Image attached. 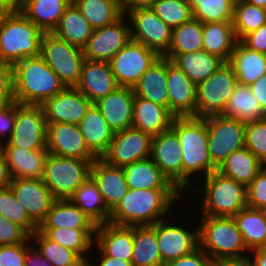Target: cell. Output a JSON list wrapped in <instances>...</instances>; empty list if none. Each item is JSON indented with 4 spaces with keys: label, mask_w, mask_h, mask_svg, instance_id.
<instances>
[{
    "label": "cell",
    "mask_w": 266,
    "mask_h": 266,
    "mask_svg": "<svg viewBox=\"0 0 266 266\" xmlns=\"http://www.w3.org/2000/svg\"><path fill=\"white\" fill-rule=\"evenodd\" d=\"M40 56L59 77L65 87H75L85 61L82 49L72 46L53 32H44Z\"/></svg>",
    "instance_id": "8"
},
{
    "label": "cell",
    "mask_w": 266,
    "mask_h": 266,
    "mask_svg": "<svg viewBox=\"0 0 266 266\" xmlns=\"http://www.w3.org/2000/svg\"><path fill=\"white\" fill-rule=\"evenodd\" d=\"M177 224L173 220L167 221V218L156 222L157 243L164 264L188 255L199 247V227L191 231L184 228L183 224Z\"/></svg>",
    "instance_id": "17"
},
{
    "label": "cell",
    "mask_w": 266,
    "mask_h": 266,
    "mask_svg": "<svg viewBox=\"0 0 266 266\" xmlns=\"http://www.w3.org/2000/svg\"><path fill=\"white\" fill-rule=\"evenodd\" d=\"M174 118L167 107L135 95L132 127L155 136L169 130Z\"/></svg>",
    "instance_id": "26"
},
{
    "label": "cell",
    "mask_w": 266,
    "mask_h": 266,
    "mask_svg": "<svg viewBox=\"0 0 266 266\" xmlns=\"http://www.w3.org/2000/svg\"><path fill=\"white\" fill-rule=\"evenodd\" d=\"M168 110L175 117H196V84L166 58Z\"/></svg>",
    "instance_id": "20"
},
{
    "label": "cell",
    "mask_w": 266,
    "mask_h": 266,
    "mask_svg": "<svg viewBox=\"0 0 266 266\" xmlns=\"http://www.w3.org/2000/svg\"><path fill=\"white\" fill-rule=\"evenodd\" d=\"M134 98L132 88L119 86L94 105L115 133L132 127Z\"/></svg>",
    "instance_id": "23"
},
{
    "label": "cell",
    "mask_w": 266,
    "mask_h": 266,
    "mask_svg": "<svg viewBox=\"0 0 266 266\" xmlns=\"http://www.w3.org/2000/svg\"><path fill=\"white\" fill-rule=\"evenodd\" d=\"M181 195L178 189H129L110 211L108 222L130 227L152 226L172 214L173 204Z\"/></svg>",
    "instance_id": "1"
},
{
    "label": "cell",
    "mask_w": 266,
    "mask_h": 266,
    "mask_svg": "<svg viewBox=\"0 0 266 266\" xmlns=\"http://www.w3.org/2000/svg\"><path fill=\"white\" fill-rule=\"evenodd\" d=\"M93 29L114 23L122 15L116 0H72Z\"/></svg>",
    "instance_id": "44"
},
{
    "label": "cell",
    "mask_w": 266,
    "mask_h": 266,
    "mask_svg": "<svg viewBox=\"0 0 266 266\" xmlns=\"http://www.w3.org/2000/svg\"><path fill=\"white\" fill-rule=\"evenodd\" d=\"M24 266H53L48 260H46L38 248L31 243L25 253Z\"/></svg>",
    "instance_id": "58"
},
{
    "label": "cell",
    "mask_w": 266,
    "mask_h": 266,
    "mask_svg": "<svg viewBox=\"0 0 266 266\" xmlns=\"http://www.w3.org/2000/svg\"><path fill=\"white\" fill-rule=\"evenodd\" d=\"M201 183L193 185L191 191L204 196L200 216L233 217L247 207V187L232 178L213 171Z\"/></svg>",
    "instance_id": "5"
},
{
    "label": "cell",
    "mask_w": 266,
    "mask_h": 266,
    "mask_svg": "<svg viewBox=\"0 0 266 266\" xmlns=\"http://www.w3.org/2000/svg\"><path fill=\"white\" fill-rule=\"evenodd\" d=\"M46 150L61 157L96 160L86 146L79 126L69 123H46Z\"/></svg>",
    "instance_id": "18"
},
{
    "label": "cell",
    "mask_w": 266,
    "mask_h": 266,
    "mask_svg": "<svg viewBox=\"0 0 266 266\" xmlns=\"http://www.w3.org/2000/svg\"><path fill=\"white\" fill-rule=\"evenodd\" d=\"M15 119H16V102L0 108V144L1 145L5 143L10 137V135L12 134L14 124H15Z\"/></svg>",
    "instance_id": "55"
},
{
    "label": "cell",
    "mask_w": 266,
    "mask_h": 266,
    "mask_svg": "<svg viewBox=\"0 0 266 266\" xmlns=\"http://www.w3.org/2000/svg\"><path fill=\"white\" fill-rule=\"evenodd\" d=\"M31 243L29 238L21 244L0 246V266H24L25 253Z\"/></svg>",
    "instance_id": "54"
},
{
    "label": "cell",
    "mask_w": 266,
    "mask_h": 266,
    "mask_svg": "<svg viewBox=\"0 0 266 266\" xmlns=\"http://www.w3.org/2000/svg\"><path fill=\"white\" fill-rule=\"evenodd\" d=\"M15 101L13 65L0 62V108Z\"/></svg>",
    "instance_id": "53"
},
{
    "label": "cell",
    "mask_w": 266,
    "mask_h": 266,
    "mask_svg": "<svg viewBox=\"0 0 266 266\" xmlns=\"http://www.w3.org/2000/svg\"><path fill=\"white\" fill-rule=\"evenodd\" d=\"M12 179L7 161L4 159L2 152H0V188L8 187Z\"/></svg>",
    "instance_id": "63"
},
{
    "label": "cell",
    "mask_w": 266,
    "mask_h": 266,
    "mask_svg": "<svg viewBox=\"0 0 266 266\" xmlns=\"http://www.w3.org/2000/svg\"><path fill=\"white\" fill-rule=\"evenodd\" d=\"M241 42L251 50L266 54V24L247 34Z\"/></svg>",
    "instance_id": "57"
},
{
    "label": "cell",
    "mask_w": 266,
    "mask_h": 266,
    "mask_svg": "<svg viewBox=\"0 0 266 266\" xmlns=\"http://www.w3.org/2000/svg\"><path fill=\"white\" fill-rule=\"evenodd\" d=\"M200 50H203L202 23L192 18L173 28L171 44L163 56L172 60L177 54Z\"/></svg>",
    "instance_id": "43"
},
{
    "label": "cell",
    "mask_w": 266,
    "mask_h": 266,
    "mask_svg": "<svg viewBox=\"0 0 266 266\" xmlns=\"http://www.w3.org/2000/svg\"><path fill=\"white\" fill-rule=\"evenodd\" d=\"M43 34L22 12L0 13V62L39 56Z\"/></svg>",
    "instance_id": "4"
},
{
    "label": "cell",
    "mask_w": 266,
    "mask_h": 266,
    "mask_svg": "<svg viewBox=\"0 0 266 266\" xmlns=\"http://www.w3.org/2000/svg\"><path fill=\"white\" fill-rule=\"evenodd\" d=\"M78 126L86 146L97 158H101L110 146L114 131L94 104L90 106Z\"/></svg>",
    "instance_id": "28"
},
{
    "label": "cell",
    "mask_w": 266,
    "mask_h": 266,
    "mask_svg": "<svg viewBox=\"0 0 266 266\" xmlns=\"http://www.w3.org/2000/svg\"><path fill=\"white\" fill-rule=\"evenodd\" d=\"M95 249V250H94ZM96 249H97V256L100 258L96 260H93V261H88L87 263L89 264V266H133L132 262L130 261H126V260H123V259H117V258H113V257H110V256H107L105 254H103L95 245L93 246L92 250H94L96 252ZM99 251V252H98ZM99 253V254H98ZM95 261L97 262L95 264ZM94 265H93V263Z\"/></svg>",
    "instance_id": "60"
},
{
    "label": "cell",
    "mask_w": 266,
    "mask_h": 266,
    "mask_svg": "<svg viewBox=\"0 0 266 266\" xmlns=\"http://www.w3.org/2000/svg\"><path fill=\"white\" fill-rule=\"evenodd\" d=\"M250 254L255 266H266V248L253 249Z\"/></svg>",
    "instance_id": "65"
},
{
    "label": "cell",
    "mask_w": 266,
    "mask_h": 266,
    "mask_svg": "<svg viewBox=\"0 0 266 266\" xmlns=\"http://www.w3.org/2000/svg\"><path fill=\"white\" fill-rule=\"evenodd\" d=\"M96 229L97 225L70 199H55L39 228Z\"/></svg>",
    "instance_id": "32"
},
{
    "label": "cell",
    "mask_w": 266,
    "mask_h": 266,
    "mask_svg": "<svg viewBox=\"0 0 266 266\" xmlns=\"http://www.w3.org/2000/svg\"><path fill=\"white\" fill-rule=\"evenodd\" d=\"M232 23L235 36L241 41L247 34L266 24V9L236 0Z\"/></svg>",
    "instance_id": "46"
},
{
    "label": "cell",
    "mask_w": 266,
    "mask_h": 266,
    "mask_svg": "<svg viewBox=\"0 0 266 266\" xmlns=\"http://www.w3.org/2000/svg\"><path fill=\"white\" fill-rule=\"evenodd\" d=\"M150 158L169 181L182 191V153L176 133L169 130L153 136Z\"/></svg>",
    "instance_id": "21"
},
{
    "label": "cell",
    "mask_w": 266,
    "mask_h": 266,
    "mask_svg": "<svg viewBox=\"0 0 266 266\" xmlns=\"http://www.w3.org/2000/svg\"><path fill=\"white\" fill-rule=\"evenodd\" d=\"M32 243L53 266H83L86 262L74 251L48 239L39 229L30 236Z\"/></svg>",
    "instance_id": "45"
},
{
    "label": "cell",
    "mask_w": 266,
    "mask_h": 266,
    "mask_svg": "<svg viewBox=\"0 0 266 266\" xmlns=\"http://www.w3.org/2000/svg\"><path fill=\"white\" fill-rule=\"evenodd\" d=\"M72 0H25L22 13L43 32H53Z\"/></svg>",
    "instance_id": "36"
},
{
    "label": "cell",
    "mask_w": 266,
    "mask_h": 266,
    "mask_svg": "<svg viewBox=\"0 0 266 266\" xmlns=\"http://www.w3.org/2000/svg\"><path fill=\"white\" fill-rule=\"evenodd\" d=\"M1 152L13 179L42 178L47 150H26L21 147H1Z\"/></svg>",
    "instance_id": "27"
},
{
    "label": "cell",
    "mask_w": 266,
    "mask_h": 266,
    "mask_svg": "<svg viewBox=\"0 0 266 266\" xmlns=\"http://www.w3.org/2000/svg\"><path fill=\"white\" fill-rule=\"evenodd\" d=\"M238 84L235 71L225 62L206 80L196 85V117L221 115Z\"/></svg>",
    "instance_id": "9"
},
{
    "label": "cell",
    "mask_w": 266,
    "mask_h": 266,
    "mask_svg": "<svg viewBox=\"0 0 266 266\" xmlns=\"http://www.w3.org/2000/svg\"><path fill=\"white\" fill-rule=\"evenodd\" d=\"M95 160H80L49 153L42 180L55 199H69L89 177Z\"/></svg>",
    "instance_id": "7"
},
{
    "label": "cell",
    "mask_w": 266,
    "mask_h": 266,
    "mask_svg": "<svg viewBox=\"0 0 266 266\" xmlns=\"http://www.w3.org/2000/svg\"><path fill=\"white\" fill-rule=\"evenodd\" d=\"M15 101L22 105H41L66 87L39 55L13 65Z\"/></svg>",
    "instance_id": "3"
},
{
    "label": "cell",
    "mask_w": 266,
    "mask_h": 266,
    "mask_svg": "<svg viewBox=\"0 0 266 266\" xmlns=\"http://www.w3.org/2000/svg\"><path fill=\"white\" fill-rule=\"evenodd\" d=\"M198 222L199 247L213 263L249 254L233 217L201 216Z\"/></svg>",
    "instance_id": "6"
},
{
    "label": "cell",
    "mask_w": 266,
    "mask_h": 266,
    "mask_svg": "<svg viewBox=\"0 0 266 266\" xmlns=\"http://www.w3.org/2000/svg\"><path fill=\"white\" fill-rule=\"evenodd\" d=\"M212 263L211 258L198 247L190 254L166 263L165 266H210Z\"/></svg>",
    "instance_id": "56"
},
{
    "label": "cell",
    "mask_w": 266,
    "mask_h": 266,
    "mask_svg": "<svg viewBox=\"0 0 266 266\" xmlns=\"http://www.w3.org/2000/svg\"><path fill=\"white\" fill-rule=\"evenodd\" d=\"M130 40V24L127 16L123 14L114 23L93 29L83 49L84 57L86 60L109 62Z\"/></svg>",
    "instance_id": "15"
},
{
    "label": "cell",
    "mask_w": 266,
    "mask_h": 266,
    "mask_svg": "<svg viewBox=\"0 0 266 266\" xmlns=\"http://www.w3.org/2000/svg\"><path fill=\"white\" fill-rule=\"evenodd\" d=\"M0 215L22 227L30 236L38 229L16 200L9 186L0 188Z\"/></svg>",
    "instance_id": "49"
},
{
    "label": "cell",
    "mask_w": 266,
    "mask_h": 266,
    "mask_svg": "<svg viewBox=\"0 0 266 266\" xmlns=\"http://www.w3.org/2000/svg\"><path fill=\"white\" fill-rule=\"evenodd\" d=\"M151 8L172 29L193 18L188 0H157Z\"/></svg>",
    "instance_id": "48"
},
{
    "label": "cell",
    "mask_w": 266,
    "mask_h": 266,
    "mask_svg": "<svg viewBox=\"0 0 266 266\" xmlns=\"http://www.w3.org/2000/svg\"><path fill=\"white\" fill-rule=\"evenodd\" d=\"M96 224L108 223L110 210L106 206L97 184L89 177L69 198Z\"/></svg>",
    "instance_id": "39"
},
{
    "label": "cell",
    "mask_w": 266,
    "mask_h": 266,
    "mask_svg": "<svg viewBox=\"0 0 266 266\" xmlns=\"http://www.w3.org/2000/svg\"><path fill=\"white\" fill-rule=\"evenodd\" d=\"M90 177L97 184L110 211L129 190L123 168L112 166L102 158L92 163Z\"/></svg>",
    "instance_id": "25"
},
{
    "label": "cell",
    "mask_w": 266,
    "mask_h": 266,
    "mask_svg": "<svg viewBox=\"0 0 266 266\" xmlns=\"http://www.w3.org/2000/svg\"><path fill=\"white\" fill-rule=\"evenodd\" d=\"M93 103L75 87H66L40 106L46 123L78 125Z\"/></svg>",
    "instance_id": "19"
},
{
    "label": "cell",
    "mask_w": 266,
    "mask_h": 266,
    "mask_svg": "<svg viewBox=\"0 0 266 266\" xmlns=\"http://www.w3.org/2000/svg\"><path fill=\"white\" fill-rule=\"evenodd\" d=\"M129 189H177L149 157L124 166Z\"/></svg>",
    "instance_id": "31"
},
{
    "label": "cell",
    "mask_w": 266,
    "mask_h": 266,
    "mask_svg": "<svg viewBox=\"0 0 266 266\" xmlns=\"http://www.w3.org/2000/svg\"><path fill=\"white\" fill-rule=\"evenodd\" d=\"M233 21L202 23L203 50L228 62L237 43Z\"/></svg>",
    "instance_id": "33"
},
{
    "label": "cell",
    "mask_w": 266,
    "mask_h": 266,
    "mask_svg": "<svg viewBox=\"0 0 266 266\" xmlns=\"http://www.w3.org/2000/svg\"><path fill=\"white\" fill-rule=\"evenodd\" d=\"M171 129L176 133L182 153V190H190L192 179L200 174L205 178L218 168L208 151L206 117H175ZM190 188V189H189Z\"/></svg>",
    "instance_id": "2"
},
{
    "label": "cell",
    "mask_w": 266,
    "mask_h": 266,
    "mask_svg": "<svg viewBox=\"0 0 266 266\" xmlns=\"http://www.w3.org/2000/svg\"><path fill=\"white\" fill-rule=\"evenodd\" d=\"M221 115L244 122L266 118L260 102L253 95L250 87L239 83L230 95L228 104Z\"/></svg>",
    "instance_id": "40"
},
{
    "label": "cell",
    "mask_w": 266,
    "mask_h": 266,
    "mask_svg": "<svg viewBox=\"0 0 266 266\" xmlns=\"http://www.w3.org/2000/svg\"><path fill=\"white\" fill-rule=\"evenodd\" d=\"M153 136L134 127L115 132L107 152L101 157L108 164L123 168L151 155Z\"/></svg>",
    "instance_id": "14"
},
{
    "label": "cell",
    "mask_w": 266,
    "mask_h": 266,
    "mask_svg": "<svg viewBox=\"0 0 266 266\" xmlns=\"http://www.w3.org/2000/svg\"><path fill=\"white\" fill-rule=\"evenodd\" d=\"M25 0H0V13L21 12Z\"/></svg>",
    "instance_id": "64"
},
{
    "label": "cell",
    "mask_w": 266,
    "mask_h": 266,
    "mask_svg": "<svg viewBox=\"0 0 266 266\" xmlns=\"http://www.w3.org/2000/svg\"><path fill=\"white\" fill-rule=\"evenodd\" d=\"M134 95L168 108L166 58L160 56L133 86Z\"/></svg>",
    "instance_id": "30"
},
{
    "label": "cell",
    "mask_w": 266,
    "mask_h": 266,
    "mask_svg": "<svg viewBox=\"0 0 266 266\" xmlns=\"http://www.w3.org/2000/svg\"><path fill=\"white\" fill-rule=\"evenodd\" d=\"M159 57L154 50L130 40L112 57L109 64L118 86L133 88Z\"/></svg>",
    "instance_id": "12"
},
{
    "label": "cell",
    "mask_w": 266,
    "mask_h": 266,
    "mask_svg": "<svg viewBox=\"0 0 266 266\" xmlns=\"http://www.w3.org/2000/svg\"><path fill=\"white\" fill-rule=\"evenodd\" d=\"M29 238L22 227L0 215V246L21 244Z\"/></svg>",
    "instance_id": "52"
},
{
    "label": "cell",
    "mask_w": 266,
    "mask_h": 266,
    "mask_svg": "<svg viewBox=\"0 0 266 266\" xmlns=\"http://www.w3.org/2000/svg\"><path fill=\"white\" fill-rule=\"evenodd\" d=\"M228 63L239 84L249 86L266 74V54L249 49L241 41H237Z\"/></svg>",
    "instance_id": "29"
},
{
    "label": "cell",
    "mask_w": 266,
    "mask_h": 266,
    "mask_svg": "<svg viewBox=\"0 0 266 266\" xmlns=\"http://www.w3.org/2000/svg\"><path fill=\"white\" fill-rule=\"evenodd\" d=\"M246 122L222 115L206 117L208 151L218 168L234 151L245 147Z\"/></svg>",
    "instance_id": "10"
},
{
    "label": "cell",
    "mask_w": 266,
    "mask_h": 266,
    "mask_svg": "<svg viewBox=\"0 0 266 266\" xmlns=\"http://www.w3.org/2000/svg\"><path fill=\"white\" fill-rule=\"evenodd\" d=\"M1 147L46 150V121L40 105H22L16 102L14 128Z\"/></svg>",
    "instance_id": "11"
},
{
    "label": "cell",
    "mask_w": 266,
    "mask_h": 266,
    "mask_svg": "<svg viewBox=\"0 0 266 266\" xmlns=\"http://www.w3.org/2000/svg\"><path fill=\"white\" fill-rule=\"evenodd\" d=\"M263 167L264 164L244 147L229 155L217 171L247 187Z\"/></svg>",
    "instance_id": "38"
},
{
    "label": "cell",
    "mask_w": 266,
    "mask_h": 266,
    "mask_svg": "<svg viewBox=\"0 0 266 266\" xmlns=\"http://www.w3.org/2000/svg\"><path fill=\"white\" fill-rule=\"evenodd\" d=\"M48 239L77 253L86 263L94 246L96 229L38 228Z\"/></svg>",
    "instance_id": "41"
},
{
    "label": "cell",
    "mask_w": 266,
    "mask_h": 266,
    "mask_svg": "<svg viewBox=\"0 0 266 266\" xmlns=\"http://www.w3.org/2000/svg\"><path fill=\"white\" fill-rule=\"evenodd\" d=\"M251 5L262 7L266 9V0H243Z\"/></svg>",
    "instance_id": "66"
},
{
    "label": "cell",
    "mask_w": 266,
    "mask_h": 266,
    "mask_svg": "<svg viewBox=\"0 0 266 266\" xmlns=\"http://www.w3.org/2000/svg\"><path fill=\"white\" fill-rule=\"evenodd\" d=\"M9 187L29 219L39 228L55 201L42 178L12 179Z\"/></svg>",
    "instance_id": "16"
},
{
    "label": "cell",
    "mask_w": 266,
    "mask_h": 266,
    "mask_svg": "<svg viewBox=\"0 0 266 266\" xmlns=\"http://www.w3.org/2000/svg\"><path fill=\"white\" fill-rule=\"evenodd\" d=\"M251 92L260 102V107L266 115V74L249 85Z\"/></svg>",
    "instance_id": "59"
},
{
    "label": "cell",
    "mask_w": 266,
    "mask_h": 266,
    "mask_svg": "<svg viewBox=\"0 0 266 266\" xmlns=\"http://www.w3.org/2000/svg\"><path fill=\"white\" fill-rule=\"evenodd\" d=\"M157 0H125L121 4L123 14H127L129 11L139 8H151Z\"/></svg>",
    "instance_id": "62"
},
{
    "label": "cell",
    "mask_w": 266,
    "mask_h": 266,
    "mask_svg": "<svg viewBox=\"0 0 266 266\" xmlns=\"http://www.w3.org/2000/svg\"><path fill=\"white\" fill-rule=\"evenodd\" d=\"M258 210L261 212L263 218L266 220V205L265 206H262Z\"/></svg>",
    "instance_id": "67"
},
{
    "label": "cell",
    "mask_w": 266,
    "mask_h": 266,
    "mask_svg": "<svg viewBox=\"0 0 266 266\" xmlns=\"http://www.w3.org/2000/svg\"><path fill=\"white\" fill-rule=\"evenodd\" d=\"M193 18L201 23L233 21L236 0H188Z\"/></svg>",
    "instance_id": "47"
},
{
    "label": "cell",
    "mask_w": 266,
    "mask_h": 266,
    "mask_svg": "<svg viewBox=\"0 0 266 266\" xmlns=\"http://www.w3.org/2000/svg\"><path fill=\"white\" fill-rule=\"evenodd\" d=\"M266 205V165L247 186V207L259 209Z\"/></svg>",
    "instance_id": "51"
},
{
    "label": "cell",
    "mask_w": 266,
    "mask_h": 266,
    "mask_svg": "<svg viewBox=\"0 0 266 266\" xmlns=\"http://www.w3.org/2000/svg\"><path fill=\"white\" fill-rule=\"evenodd\" d=\"M245 147L266 165V118L246 122Z\"/></svg>",
    "instance_id": "50"
},
{
    "label": "cell",
    "mask_w": 266,
    "mask_h": 266,
    "mask_svg": "<svg viewBox=\"0 0 266 266\" xmlns=\"http://www.w3.org/2000/svg\"><path fill=\"white\" fill-rule=\"evenodd\" d=\"M133 266H165L158 248L156 223L152 226H133Z\"/></svg>",
    "instance_id": "37"
},
{
    "label": "cell",
    "mask_w": 266,
    "mask_h": 266,
    "mask_svg": "<svg viewBox=\"0 0 266 266\" xmlns=\"http://www.w3.org/2000/svg\"><path fill=\"white\" fill-rule=\"evenodd\" d=\"M131 40L143 44L163 56L169 49L173 29L152 8H139L126 14Z\"/></svg>",
    "instance_id": "13"
},
{
    "label": "cell",
    "mask_w": 266,
    "mask_h": 266,
    "mask_svg": "<svg viewBox=\"0 0 266 266\" xmlns=\"http://www.w3.org/2000/svg\"><path fill=\"white\" fill-rule=\"evenodd\" d=\"M196 85L206 80L225 62L205 50L177 54L172 60Z\"/></svg>",
    "instance_id": "35"
},
{
    "label": "cell",
    "mask_w": 266,
    "mask_h": 266,
    "mask_svg": "<svg viewBox=\"0 0 266 266\" xmlns=\"http://www.w3.org/2000/svg\"><path fill=\"white\" fill-rule=\"evenodd\" d=\"M93 28L81 14L79 8L71 1L53 33L72 46L84 49L91 37Z\"/></svg>",
    "instance_id": "34"
},
{
    "label": "cell",
    "mask_w": 266,
    "mask_h": 266,
    "mask_svg": "<svg viewBox=\"0 0 266 266\" xmlns=\"http://www.w3.org/2000/svg\"><path fill=\"white\" fill-rule=\"evenodd\" d=\"M118 86L109 62L86 60L75 86L93 104L112 93Z\"/></svg>",
    "instance_id": "22"
},
{
    "label": "cell",
    "mask_w": 266,
    "mask_h": 266,
    "mask_svg": "<svg viewBox=\"0 0 266 266\" xmlns=\"http://www.w3.org/2000/svg\"><path fill=\"white\" fill-rule=\"evenodd\" d=\"M94 245L105 255L130 261L133 255V226L99 224L94 235Z\"/></svg>",
    "instance_id": "24"
},
{
    "label": "cell",
    "mask_w": 266,
    "mask_h": 266,
    "mask_svg": "<svg viewBox=\"0 0 266 266\" xmlns=\"http://www.w3.org/2000/svg\"><path fill=\"white\" fill-rule=\"evenodd\" d=\"M120 5L125 1V0H116Z\"/></svg>",
    "instance_id": "68"
},
{
    "label": "cell",
    "mask_w": 266,
    "mask_h": 266,
    "mask_svg": "<svg viewBox=\"0 0 266 266\" xmlns=\"http://www.w3.org/2000/svg\"><path fill=\"white\" fill-rule=\"evenodd\" d=\"M217 266H255L254 262L249 254L232 257V258H223L214 262Z\"/></svg>",
    "instance_id": "61"
},
{
    "label": "cell",
    "mask_w": 266,
    "mask_h": 266,
    "mask_svg": "<svg viewBox=\"0 0 266 266\" xmlns=\"http://www.w3.org/2000/svg\"><path fill=\"white\" fill-rule=\"evenodd\" d=\"M247 250L266 248V220L258 209L246 207L233 216Z\"/></svg>",
    "instance_id": "42"
}]
</instances>
